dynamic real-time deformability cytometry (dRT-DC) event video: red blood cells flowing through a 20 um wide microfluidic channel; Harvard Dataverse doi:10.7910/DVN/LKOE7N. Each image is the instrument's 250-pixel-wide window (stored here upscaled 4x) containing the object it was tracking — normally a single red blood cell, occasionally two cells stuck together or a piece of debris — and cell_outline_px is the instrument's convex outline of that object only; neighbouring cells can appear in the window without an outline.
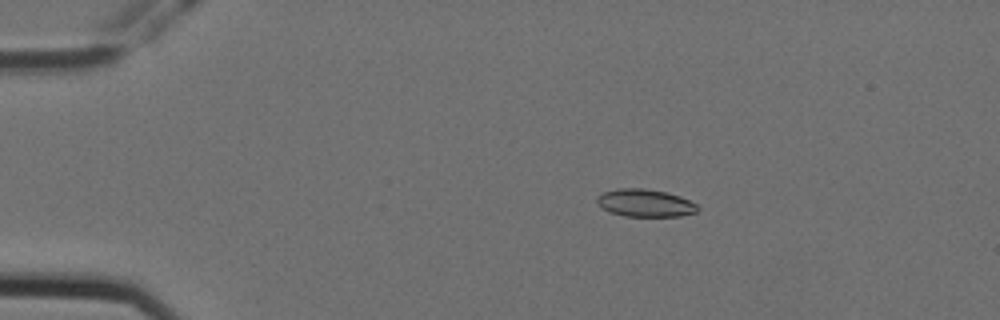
{"species": "Egyptian fruit bat (a non-hibernating species)", "species_latin": "Rousettus aegyptiacus", "temperature_condition": "cold", "stored_images_in_passage": 6, "camera_frame_rate_fps": 3000, "um_per_image_px": 0.085, "animal": {"sex": "female"}, "frame": {"image": 1, "passage_image": 3, "time_ms": 0.667, "image_size_px": [1000, 320], "cell_outline_px": [[700, 208], [696, 212], [680, 216], [624, 216], [608, 212], [596, 204], [596, 196], [604, 192], [616, 188], [644, 188], [668, 192], [680, 196], [696, 204]], "centroid_in_image_um": [54.8, 17.25], "position_along_channel_um": 30.2, "area_um2": 16.42}}
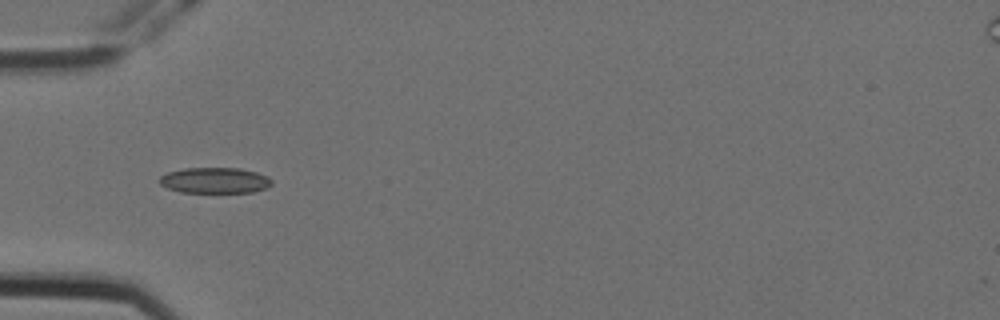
{"frame": {"image": 2, "passage_image": 5, "time_ms": 1.333, "image_size_px": [1000, 320], "cell_outline_px": [[272, 184], [264, 188], [252, 192], [180, 192], [168, 188], [160, 184], [160, 176], [168, 172], [184, 168], [240, 168], [256, 172], [268, 176], [272, 180]], "centroid_in_image_um": [18.26, 15.32], "position_along_channel_um": 66.7, "area_um2": 16.76}}
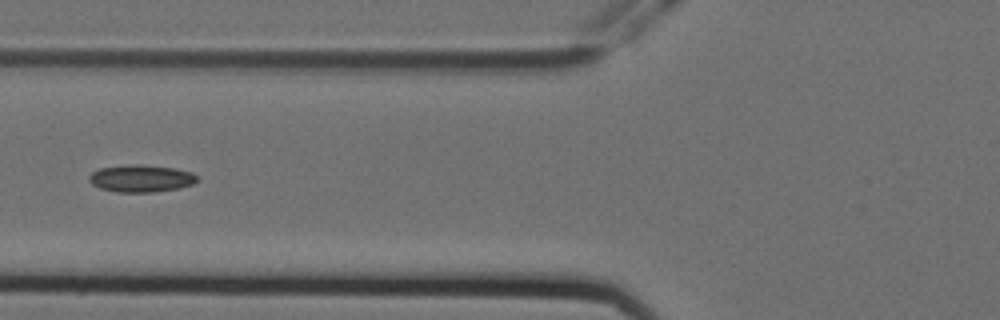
{"frame": {"image": 3, "passage_image": 6, "time_ms": 1.667, "image_size_px": [1000, 320], "cell_outline_px": [[200, 180], [192, 184], [180, 188], [152, 192], [116, 192], [100, 188], [92, 184], [88, 180], [88, 176], [92, 172], [100, 168], [136, 164], [176, 168], [192, 172]], "centroid_in_image_um": [12.0, 15.17], "position_along_channel_um": 113.8, "area_um2": 17.17}}